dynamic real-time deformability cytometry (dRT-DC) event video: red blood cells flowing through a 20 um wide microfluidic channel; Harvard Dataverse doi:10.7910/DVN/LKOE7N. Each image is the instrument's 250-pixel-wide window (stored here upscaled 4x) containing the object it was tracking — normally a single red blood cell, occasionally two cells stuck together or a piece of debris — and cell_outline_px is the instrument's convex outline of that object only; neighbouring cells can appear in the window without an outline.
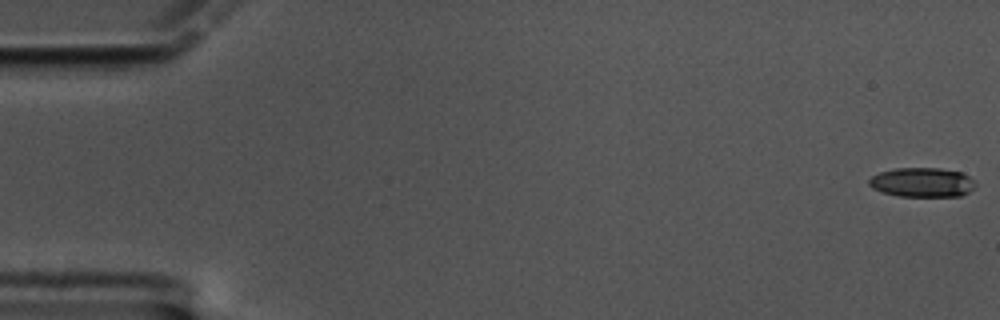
{"species": "common noctule bat (a hibernating species)", "species_latin": "Nyctalus noctula", "temperature_condition": "cold", "stored_images_in_passage": 15, "camera_frame_rate_fps": 3000, "um_per_image_px": 0.085, "animal": {"sex": "male", "body_mass_g": 17.5, "forearm_length_mm": 52.3}, "frame": {"image": 1, "passage_image": 1, "time_ms": 0.0, "image_size_px": [1000, 320], "cell_outline_px": [[976, 188], [960, 196], [900, 196], [880, 192], [872, 188], [868, 184], [868, 180], [872, 176], [880, 172], [896, 168], [940, 168], [960, 172], [968, 176], [976, 184]], "centroid_in_image_um": [78.37, 15.5], "position_along_channel_um": 6.6, "area_um2": 18.26}}
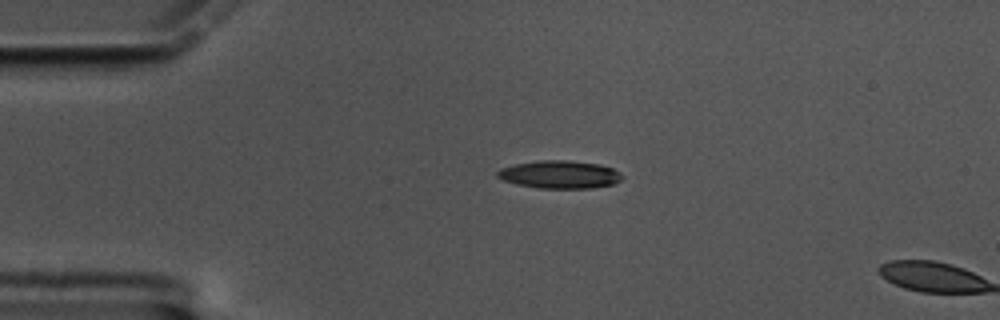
{"frame": {"image": 2, "passage_image": 14, "time_ms": 4.333, "image_size_px": [1000, 320], "cell_outline_px": [[624, 176], [620, 180], [612, 184], [592, 188], [540, 188], [516, 184], [504, 180], [496, 176], [496, 172], [500, 168], [516, 164], [540, 160], [568, 160], [600, 164], [612, 168], [620, 172]], "centroid_in_image_um": [47.58, 14.83], "position_along_channel_um": 37.4, "area_um2": 20.23}}